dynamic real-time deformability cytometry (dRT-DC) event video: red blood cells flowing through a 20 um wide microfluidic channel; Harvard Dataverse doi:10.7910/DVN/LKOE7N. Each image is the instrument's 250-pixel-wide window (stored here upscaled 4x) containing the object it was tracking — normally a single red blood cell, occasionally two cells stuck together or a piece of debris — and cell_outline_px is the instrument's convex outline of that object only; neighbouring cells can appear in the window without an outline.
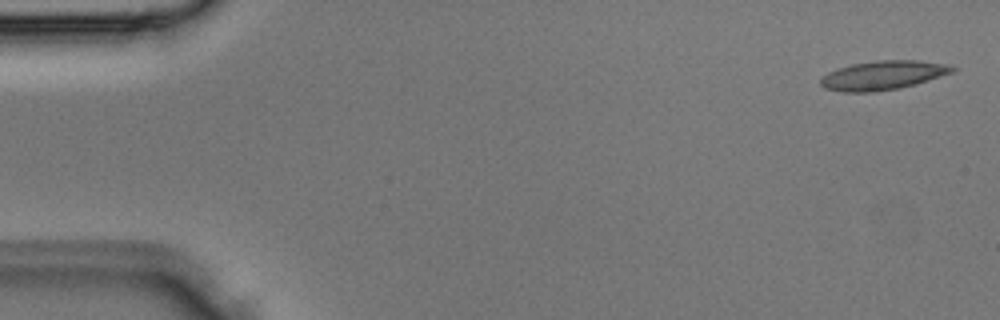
{"species": "Egyptian fruit bat (a non-hibernating species)", "species_latin": "Rousettus aegyptiacus", "temperature_condition": "room temperature", "stored_images_in_passage": 4, "camera_frame_rate_fps": 3000, "um_per_image_px": 0.085, "animal": {"sex": "male"}, "frame": {"image": 1, "passage_image": 1, "time_ms": 0.0, "image_size_px": [1000, 320], "cell_outline_px": [[960, 68], [952, 72], [916, 84], [900, 88], [876, 92], [844, 92], [824, 88], [820, 84], [820, 80], [828, 72], [852, 64], [876, 60], [920, 60], [948, 64]], "centroid_in_image_um": [75.09, 6.4], "position_along_channel_um": 9.9, "area_um2": 22.37}}